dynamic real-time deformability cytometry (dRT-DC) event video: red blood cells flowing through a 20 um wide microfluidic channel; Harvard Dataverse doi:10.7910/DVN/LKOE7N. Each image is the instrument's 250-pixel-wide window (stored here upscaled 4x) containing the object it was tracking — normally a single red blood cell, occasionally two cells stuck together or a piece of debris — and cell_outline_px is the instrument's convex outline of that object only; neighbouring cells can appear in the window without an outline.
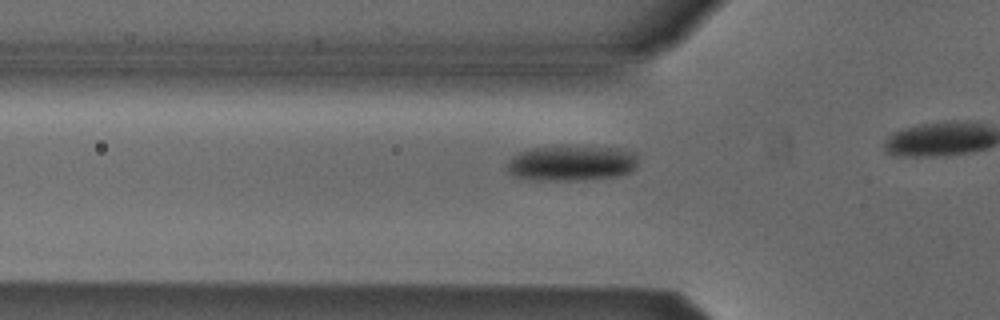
{"species": "Egyptian fruit bat (a non-hibernating species)", "species_latin": "Rousettus aegyptiacus", "temperature_condition": "cold", "stored_images_in_passage": 19, "camera_frame_rate_fps": 3000, "um_per_image_px": 0.085, "animal": {"sex": "male"}, "frame": {"image": 1, "passage_image": 14, "time_ms": 4.333, "image_size_px": [1000, 320], "cell_outline_px": [[636, 168], [632, 172], [620, 176], [584, 180], [536, 180], [516, 176], [508, 172], [508, 160], [512, 156], [520, 152], [532, 148], [564, 144], [620, 148], [636, 152]], "centroid_in_image_um": [48.63, 13.83], "position_along_channel_um": 77.2, "area_um2": 27.86}}